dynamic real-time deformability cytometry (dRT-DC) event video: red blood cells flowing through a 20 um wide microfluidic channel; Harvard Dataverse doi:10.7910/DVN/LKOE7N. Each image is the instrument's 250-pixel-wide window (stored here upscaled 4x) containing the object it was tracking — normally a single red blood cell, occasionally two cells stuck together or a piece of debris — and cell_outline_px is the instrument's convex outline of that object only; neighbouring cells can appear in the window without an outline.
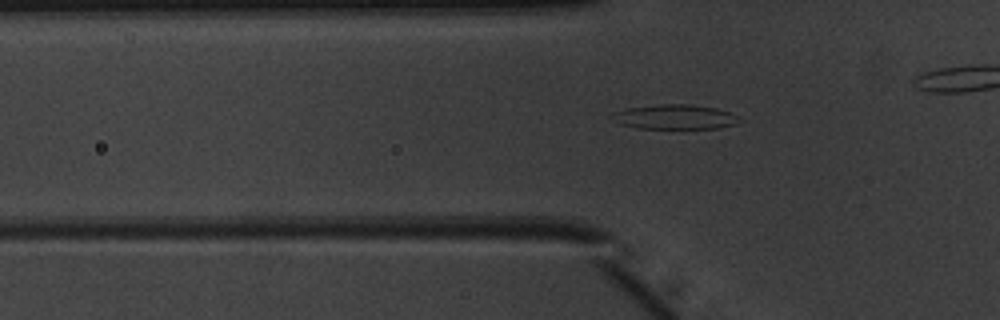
{"species": "common noctule bat (a hibernating species)", "species_latin": "Nyctalus noctula", "temperature_condition": "warm", "stored_images_in_passage": 29, "camera_frame_rate_fps": 3000, "um_per_image_px": 0.085, "animal": {"sex": "male", "body_mass_g": 20.1, "forearm_length_mm": 53.5}, "frame": {"image": 1, "passage_image": 5, "time_ms": 1.333, "image_size_px": [1000, 320], "cell_outline_px": [[744, 120], [736, 124], [716, 128], [636, 128], [620, 124], [608, 116], [612, 112], [628, 108], [660, 104], [688, 104], [716, 108], [732, 112]], "centroid_in_image_um": [57.38, 9.93], "position_along_channel_um": 68.4, "area_um2": 18.44}}
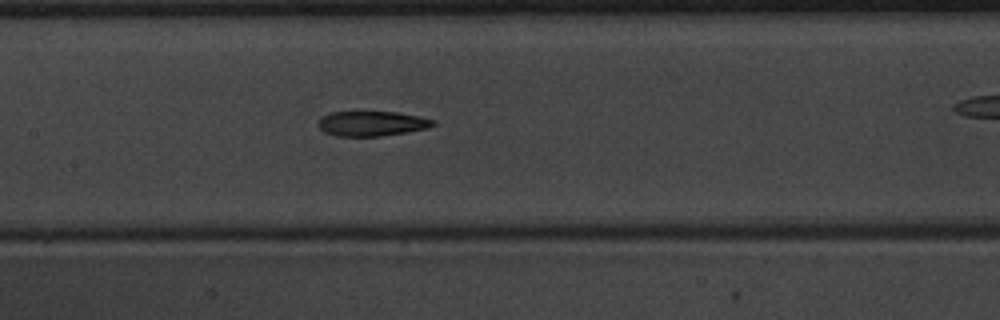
{"frame": {"image": 2, "passage_image": 13, "time_ms": 4.0, "image_size_px": [1000, 320], "cell_outline_px": [[436, 124], [428, 128], [408, 132], [380, 136], [336, 136], [324, 132], [316, 124], [320, 116], [328, 112], [396, 112], [420, 116], [436, 120]], "centroid_in_image_um": [31.59, 10.5], "position_along_channel_um": 175.8, "area_um2": 16.94}}
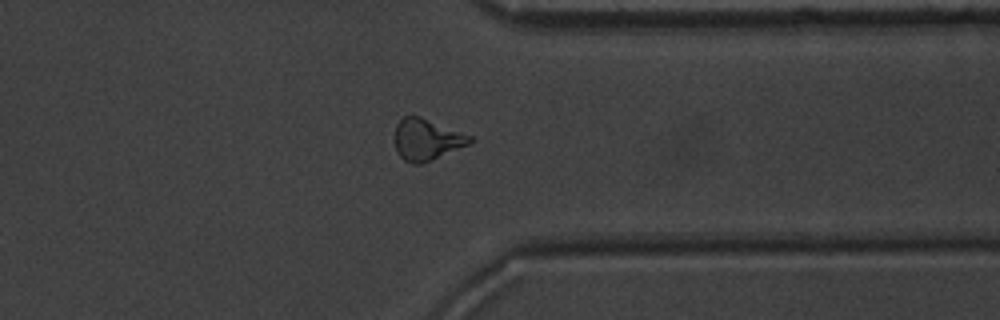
{"frame": {"image": 3, "passage_image": 28, "time_ms": 9.0, "image_size_px": [1000, 320], "cell_outline_px": [[476, 140], [468, 144], [432, 160], [420, 164], [412, 164], [404, 160], [400, 156], [396, 148], [396, 124], [404, 116], [420, 116], [472, 136]], "centroid_in_image_um": [36.28, 11.86], "position_along_channel_um": 375.1, "area_um2": 17.92}}